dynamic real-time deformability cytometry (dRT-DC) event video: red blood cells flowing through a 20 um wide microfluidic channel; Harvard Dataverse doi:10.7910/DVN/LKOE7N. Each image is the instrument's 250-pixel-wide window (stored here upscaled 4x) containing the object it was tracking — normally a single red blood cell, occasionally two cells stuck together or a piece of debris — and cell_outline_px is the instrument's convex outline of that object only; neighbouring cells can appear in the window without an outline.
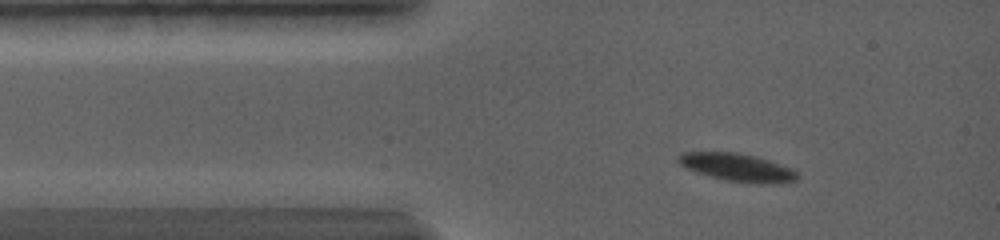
{"species": "common noctule bat (a hibernating species)", "species_latin": "Nyctalus noctula", "temperature_condition": "warm", "stored_images_in_passage": 33, "camera_frame_rate_fps": 5000, "um_per_image_px": 0.085, "animal": {"sex": "female", "body_mass_g": 19.0, "forearm_length_mm": 56.7}, "frame": {"image": 1, "passage_image": 5, "time_ms": 1.8, "image_size_px": [1000, 240], "cell_outline_px": [[800, 180], [780, 184], [760, 184], [724, 180], [708, 176], [696, 172], [680, 164], [676, 160], [680, 152], [736, 152], [756, 156], [792, 168], [800, 176]], "centroid_in_image_um": [62.72, 14.24], "position_along_channel_um": 22.3, "area_um2": 19.65}}
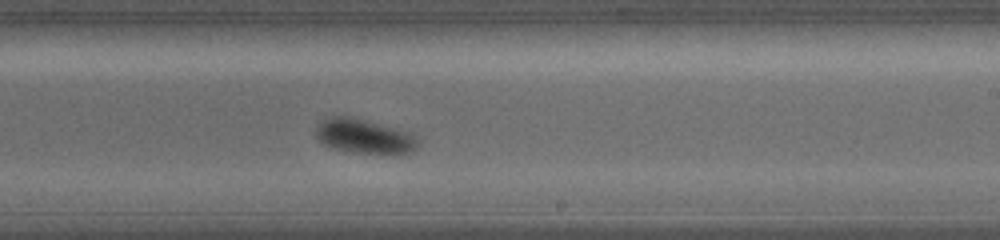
{"frame": {"image": 2, "passage_image": 22, "time_ms": 9.2, "image_size_px": [1000, 240], "cell_outline_px": [[420, 144], [412, 152], [396, 156], [352, 152], [332, 148], [324, 144], [316, 136], [316, 128], [320, 120], [332, 116], [348, 116], [412, 132]], "centroid_in_image_um": [31.02, 11.62], "position_along_channel_um": 258.0, "area_um2": 20.98}}
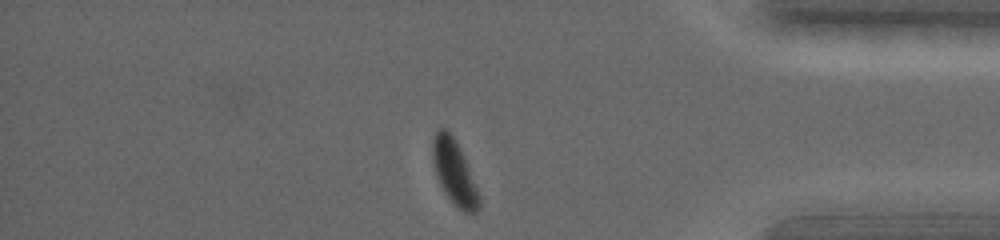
{"frame": {"image": 3, "passage_image": 33, "time_ms": 13.8, "image_size_px": [1000, 240], "cell_outline_px": [[480, 208], [472, 212], [460, 212], [456, 208], [444, 192], [436, 176], [432, 160], [432, 140], [436, 132], [440, 128], [444, 128], [456, 140], [464, 156], [480, 196]], "centroid_in_image_um": [38.6, 14.67], "position_along_channel_um": 396.6, "area_um2": 17.51}, "authors_computed_cell_mechanics": {"area_um2": 20.808, "velocity_mm_per_s": 3.54, "shape_relaxation_time_tau1_ms": 2.8881, "shape_relaxation_time_tau2_ms": null, "deformation_change_tau1": 0.1131, "deformation_change_tau2": null}}